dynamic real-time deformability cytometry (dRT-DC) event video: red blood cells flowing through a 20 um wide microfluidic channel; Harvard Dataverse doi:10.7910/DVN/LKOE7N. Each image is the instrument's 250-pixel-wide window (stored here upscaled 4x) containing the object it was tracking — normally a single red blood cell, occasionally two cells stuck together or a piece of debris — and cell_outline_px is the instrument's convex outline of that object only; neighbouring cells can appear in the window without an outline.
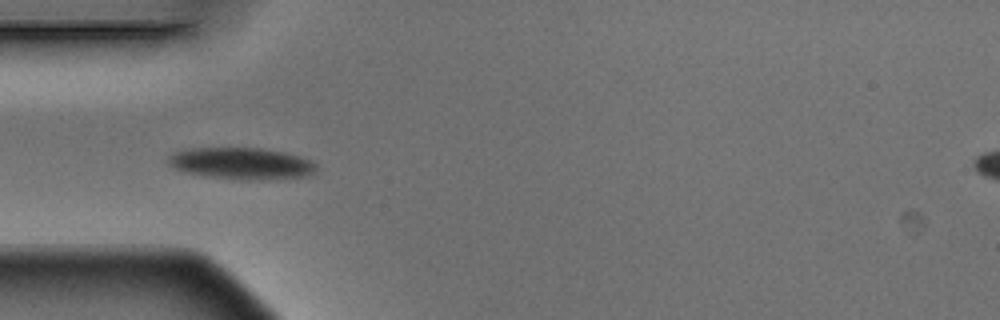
{"species": "Egyptian fruit bat (a non-hibernating species)", "species_latin": "Rousettus aegyptiacus", "temperature_condition": "warm", "stored_images_in_passage": 7, "camera_frame_rate_fps": 3000, "um_per_image_px": 0.085, "animal": {"sex": "male"}, "frame": {"image": 1, "passage_image": 5, "time_ms": 1.333, "image_size_px": [1000, 320], "cell_outline_px": [[316, 168], [312, 176], [264, 180], [240, 180], [204, 176], [184, 172], [168, 164], [168, 156], [172, 152], [180, 148], [260, 148], [284, 152], [300, 156], [316, 164]], "centroid_in_image_um": [20.49, 13.9], "position_along_channel_um": 64.5, "area_um2": 27.8}}
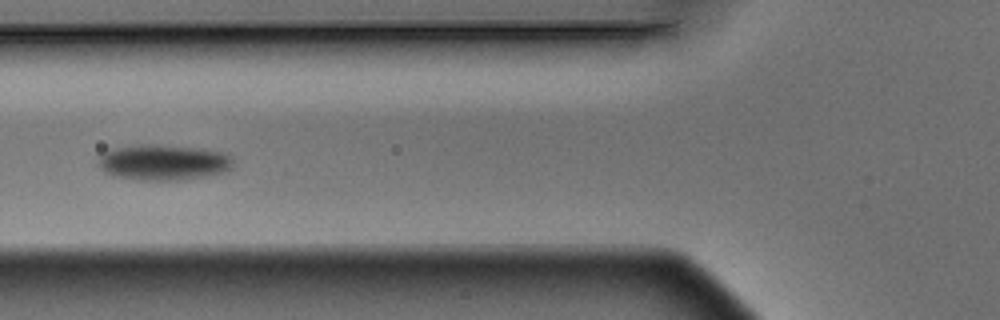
{"frame": {"image": 2, "passage_image": 6, "time_ms": 1.667, "image_size_px": [1000, 320], "cell_outline_px": [[232, 168], [224, 172], [204, 176], [180, 180], [140, 180], [116, 176], [104, 172], [96, 164], [100, 156], [104, 152], [112, 148], [140, 144], [160, 144], [192, 148], [220, 152], [228, 156], [232, 160]], "centroid_in_image_um": [13.81, 13.8], "position_along_channel_um": 112.0, "area_um2": 27.86}}
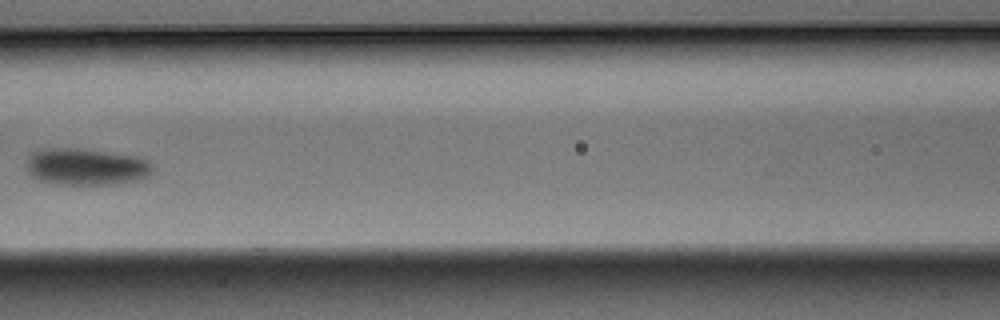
{"frame": {"image": 3, "passage_image": 7, "time_ms": 2.0, "image_size_px": [1000, 320], "cell_outline_px": [[152, 172], [144, 176], [132, 180], [112, 184], [56, 184], [40, 180], [32, 176], [28, 172], [28, 156], [32, 152], [44, 148], [80, 148], [140, 156], [148, 160], [152, 164]], "centroid_in_image_um": [7.3, 14.15], "position_along_channel_um": 159.3, "area_um2": 26.93}}